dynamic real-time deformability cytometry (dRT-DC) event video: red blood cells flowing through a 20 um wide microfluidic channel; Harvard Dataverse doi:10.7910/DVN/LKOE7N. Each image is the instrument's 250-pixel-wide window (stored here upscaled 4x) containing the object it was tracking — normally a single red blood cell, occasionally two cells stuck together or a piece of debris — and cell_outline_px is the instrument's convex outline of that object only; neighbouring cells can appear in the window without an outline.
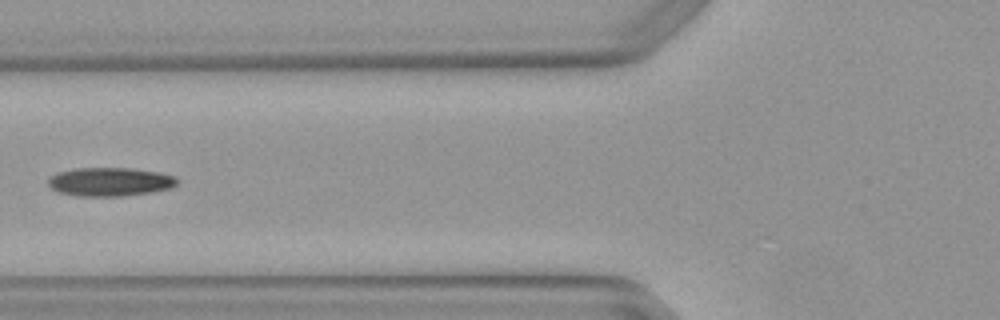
{"species": "Egyptian fruit bat (a non-hibernating species)", "species_latin": "Rousettus aegyptiacus", "temperature_condition": "warm", "stored_images_in_passage": 6, "camera_frame_rate_fps": 3000, "um_per_image_px": 0.085, "animal": {"sex": "female"}, "frame": {"image": 1, "passage_image": 5, "time_ms": 1.333, "image_size_px": [1000, 320], "cell_outline_px": [[180, 180], [172, 188], [152, 192], [120, 196], [76, 196], [60, 192], [52, 188], [48, 184], [48, 180], [56, 172], [76, 168], [136, 168], [160, 172], [176, 176]], "centroid_in_image_um": [9.4, 15.44], "position_along_channel_um": 116.4, "area_um2": 21.73}}
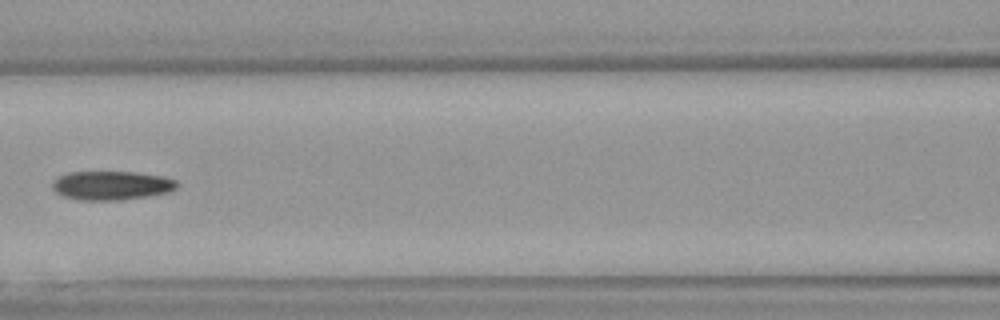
{"frame": {"image": 2, "passage_image": 6, "time_ms": 1.667, "image_size_px": [1000, 320], "cell_outline_px": [[176, 188], [168, 192], [148, 196], [120, 200], [80, 200], [64, 196], [56, 192], [52, 188], [52, 180], [56, 176], [68, 172], [136, 172], [164, 176], [176, 180]], "centroid_in_image_um": [9.44, 15.75], "position_along_channel_um": 157.2, "area_um2": 21.1}}